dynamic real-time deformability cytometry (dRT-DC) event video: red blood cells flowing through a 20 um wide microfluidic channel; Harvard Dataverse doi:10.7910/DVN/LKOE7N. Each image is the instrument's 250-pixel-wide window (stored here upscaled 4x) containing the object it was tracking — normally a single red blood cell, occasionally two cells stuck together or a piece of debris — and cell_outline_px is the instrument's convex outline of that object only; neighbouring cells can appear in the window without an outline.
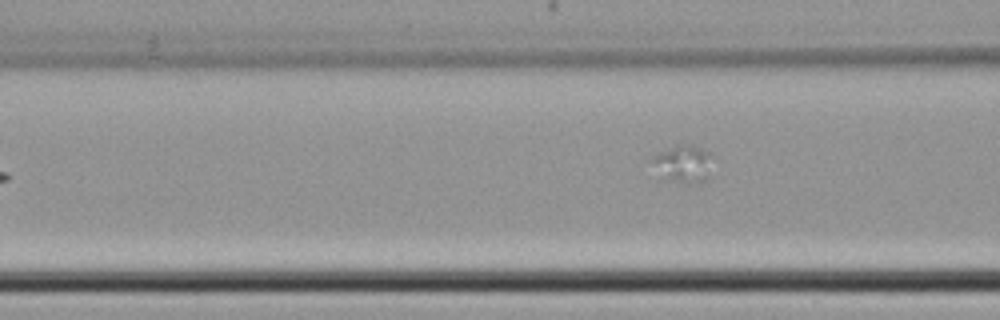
{"species": "common noctule bat (a hibernating species)", "species_latin": "Nyctalus noctula", "temperature_condition": "cold", "stored_images_in_passage": 6, "segment_of_instrument_passage": [2, 2], "camera_frame_rate_fps": 3000, "um_per_image_px": 0.085, "animal": {"sex": "female", "body_mass_g": 22.7, "forearm_length_mm": 54.2}, "frame": {"image": 1, "passage_image": 6, "time_ms": 6.333, "image_size_px": [1000, 320], "cell_outline_px": [[712, 152], [704, 180], [700, 184], [688, 184], [676, 180], [668, 176], [652, 160], [652, 156], [676, 144], [688, 144]], "centroid_in_image_um": [58.15, 13.86], "position_along_channel_um": 108.5, "area_um2": 12.14}}